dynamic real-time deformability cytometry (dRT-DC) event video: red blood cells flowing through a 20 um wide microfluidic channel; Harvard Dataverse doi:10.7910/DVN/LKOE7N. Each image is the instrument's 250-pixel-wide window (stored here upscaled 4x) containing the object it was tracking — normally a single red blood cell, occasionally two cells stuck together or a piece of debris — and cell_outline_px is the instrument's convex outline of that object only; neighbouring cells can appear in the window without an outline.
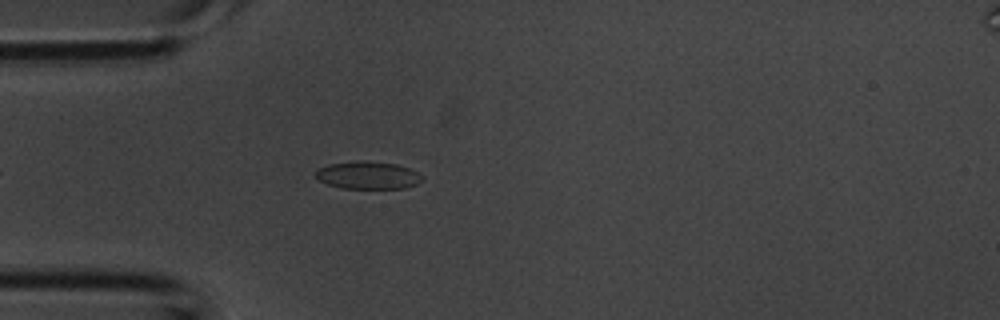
{"species": "common noctule bat (a hibernating species)", "species_latin": "Nyctalus noctula", "temperature_condition": "room temperature", "stored_images_in_passage": 4, "segment_of_instrument_passage": [1, 2], "camera_frame_rate_fps": 3000, "um_per_image_px": 0.085, "animal": {"sex": "male", "body_mass_g": 20.1, "forearm_length_mm": 53.5}, "frame": {"image": 1, "passage_image": 3, "time_ms": 0.667, "image_size_px": [1000, 320], "cell_outline_px": [[424, 176], [416, 184], [404, 188], [340, 188], [328, 184], [320, 180], [316, 176], [316, 172], [320, 168], [328, 164], [356, 160], [364, 160], [396, 164], [408, 168]], "centroid_in_image_um": [31.26, 14.88], "position_along_channel_um": 53.7, "area_um2": 16.99}}